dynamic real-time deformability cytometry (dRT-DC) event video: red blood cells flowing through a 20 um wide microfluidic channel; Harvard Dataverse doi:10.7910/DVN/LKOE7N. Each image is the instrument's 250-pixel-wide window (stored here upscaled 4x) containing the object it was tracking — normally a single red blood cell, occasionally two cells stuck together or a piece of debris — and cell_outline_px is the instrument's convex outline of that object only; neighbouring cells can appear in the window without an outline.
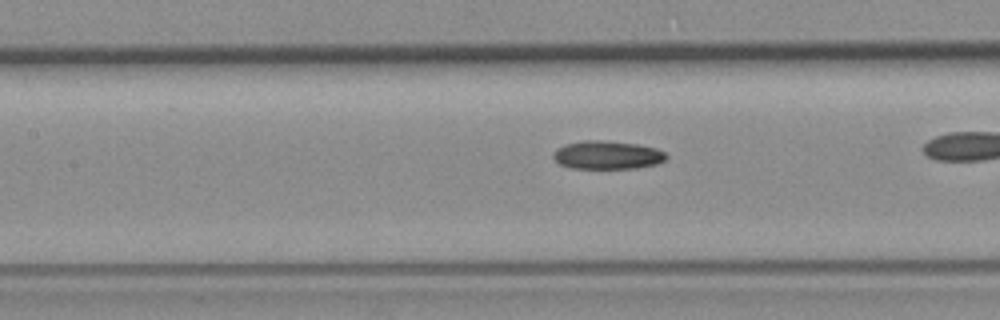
{"species": "common noctule bat (a hibernating species)", "species_latin": "Nyctalus noctula", "temperature_condition": "room temperature", "stored_images_in_passage": 40, "camera_frame_rate_fps": 3000, "um_per_image_px": 0.085, "animal": {"sex": "female", "body_mass_g": 19.3, "forearm_length_mm": 54.1}, "frame": {"image": 1, "passage_image": 23, "time_ms": 7.333, "image_size_px": [1000, 320], "cell_outline_px": [[668, 156], [664, 160], [656, 164], [636, 168], [572, 168], [560, 164], [552, 156], [552, 152], [556, 148], [564, 144], [584, 140], [600, 140], [636, 144], [656, 148], [664, 152]], "centroid_in_image_um": [51.59, 13.17], "position_along_channel_um": 155.8, "area_um2": 18.61}}